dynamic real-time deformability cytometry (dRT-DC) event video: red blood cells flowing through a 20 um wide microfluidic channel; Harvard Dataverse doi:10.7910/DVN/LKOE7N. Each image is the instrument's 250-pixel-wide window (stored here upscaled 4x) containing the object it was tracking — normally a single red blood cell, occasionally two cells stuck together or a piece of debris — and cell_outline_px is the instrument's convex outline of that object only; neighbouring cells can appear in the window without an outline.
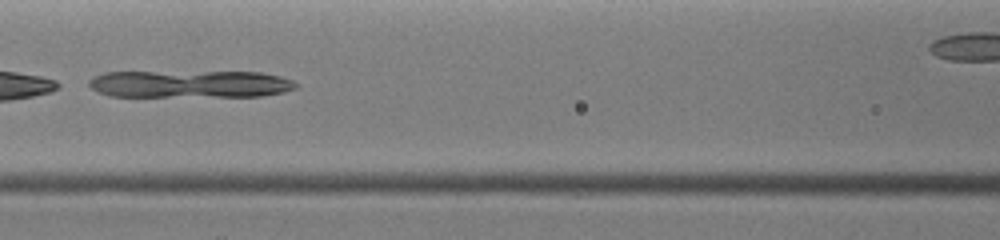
{"species": "common noctule bat (a hibernating species)", "species_latin": "Nyctalus noctula", "temperature_condition": "warm", "stored_images_in_passage": 30, "camera_frame_rate_fps": 3000, "um_per_image_px": 0.085, "animal": {"sex": "female", "body_mass_g": 19.0, "forearm_length_mm": 51.5}, "frame": {"image": 1, "passage_image": 12, "time_ms": 4.667, "image_size_px": [1000, 240], "cell_outline_px": [[296, 88], [284, 92], [264, 96], [108, 96], [88, 88], [88, 80], [92, 76], [104, 72], [260, 72], [280, 76], [292, 80], [296, 84]], "centroid_in_image_um": [16.1, 7.14], "position_along_channel_um": 150.5, "area_um2": 33.23}}
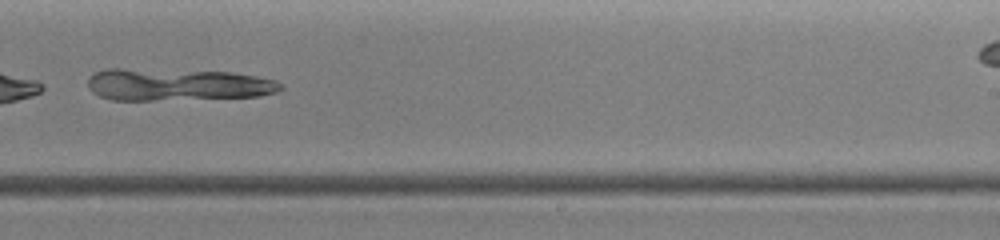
{"frame": {"image": 2, "passage_image": 23, "time_ms": 7.0, "image_size_px": [1000, 240], "cell_outline_px": [[284, 88], [276, 92], [260, 96], [152, 100], [112, 100], [100, 96], [92, 92], [88, 88], [88, 76], [96, 72], [108, 68], [120, 68], [232, 72], [256, 76], [276, 80]], "centroid_in_image_um": [15.03, 7.18], "position_along_channel_um": 274.0, "area_um2": 36.13}}